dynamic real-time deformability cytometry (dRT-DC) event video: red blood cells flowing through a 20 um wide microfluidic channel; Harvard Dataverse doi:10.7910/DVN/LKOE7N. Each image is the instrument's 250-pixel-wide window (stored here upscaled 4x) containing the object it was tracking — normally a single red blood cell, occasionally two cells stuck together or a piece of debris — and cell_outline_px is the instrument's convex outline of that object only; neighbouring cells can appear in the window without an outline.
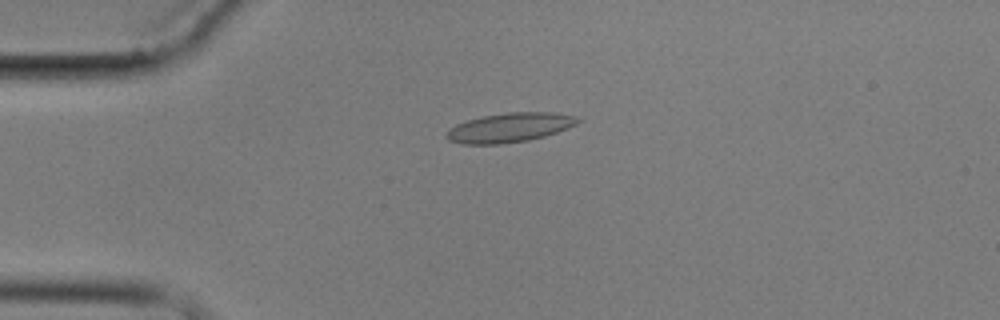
{"species": "common noctule bat (a hibernating species)", "species_latin": "Nyctalus noctula", "temperature_condition": "cold", "stored_images_in_passage": 6, "camera_frame_rate_fps": 3000, "um_per_image_px": 0.085, "animal": {"sex": "male", "body_mass_g": 17.9}, "frame": {"image": 1, "passage_image": 4, "time_ms": 4.333, "image_size_px": [1000, 320], "cell_outline_px": [[580, 120], [576, 124], [568, 128], [544, 136], [528, 140], [500, 144], [460, 144], [448, 140], [444, 136], [456, 124], [468, 120], [484, 116], [508, 112], [552, 112], [576, 116]], "centroid_in_image_um": [43.31, 10.84], "position_along_channel_um": 41.7, "area_um2": 22.25}}
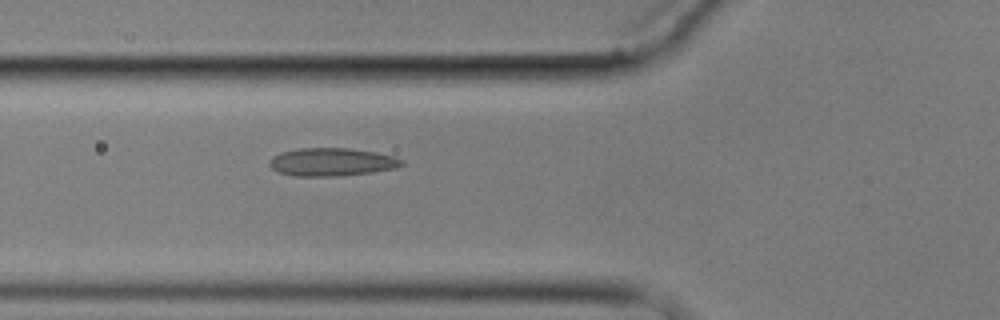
{"frame": {"image": 2, "passage_image": 6, "time_ms": 6.667, "image_size_px": [1000, 320], "cell_outline_px": [[404, 164], [396, 168], [372, 172], [340, 176], [296, 176], [280, 172], [272, 168], [268, 164], [272, 156], [280, 152], [300, 148], [348, 148], [376, 152], [392, 156], [404, 160]], "centroid_in_image_um": [28.2, 13.77], "position_along_channel_um": 97.6, "area_um2": 21.62}}